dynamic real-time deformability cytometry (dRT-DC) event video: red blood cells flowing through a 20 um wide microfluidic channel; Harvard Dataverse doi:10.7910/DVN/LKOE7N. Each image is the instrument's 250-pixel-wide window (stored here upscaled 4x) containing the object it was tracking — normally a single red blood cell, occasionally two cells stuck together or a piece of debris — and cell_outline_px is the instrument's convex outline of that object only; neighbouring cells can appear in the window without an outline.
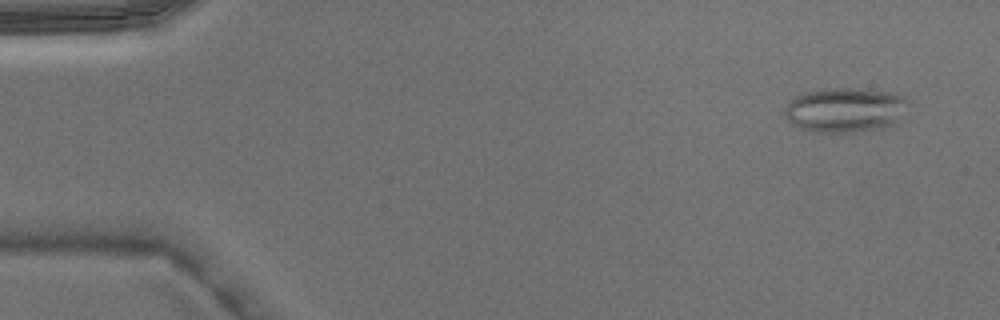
{"species": "Egyptian fruit bat (a non-hibernating species)", "species_latin": "Rousettus aegyptiacus", "temperature_condition": "warm", "stored_images_in_passage": 4, "camera_frame_rate_fps": 3000, "um_per_image_px": 0.085, "animal": {"sex": "male"}, "frame": {"image": 1, "passage_image": 1, "time_ms": 0.0, "image_size_px": [1000, 320], "cell_outline_px": [[908, 100], [900, 120], [888, 128], [852, 132], [816, 132], [800, 128], [792, 124], [788, 120], [784, 112], [784, 108], [788, 100], [804, 92], [832, 88], [856, 88], [892, 92], [904, 96]], "centroid_in_image_um": [71.84, 9.34], "position_along_channel_um": 13.2, "area_um2": 32.48}}